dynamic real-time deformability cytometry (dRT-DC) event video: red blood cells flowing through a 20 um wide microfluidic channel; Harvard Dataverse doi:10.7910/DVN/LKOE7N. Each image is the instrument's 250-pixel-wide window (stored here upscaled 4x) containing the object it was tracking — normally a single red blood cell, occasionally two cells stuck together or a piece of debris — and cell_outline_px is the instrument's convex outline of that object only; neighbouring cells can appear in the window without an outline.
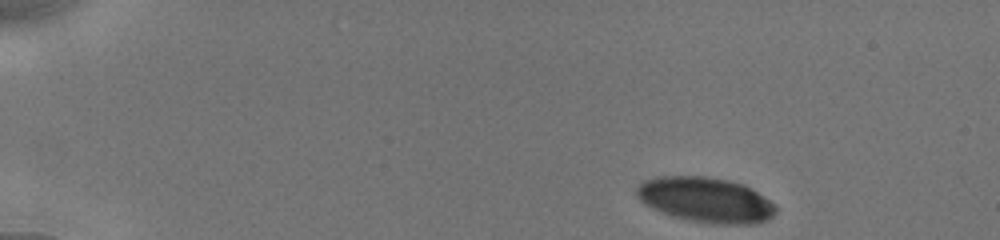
{"species": "human", "species_latin": "Homo sapiens", "temperature_condition": "cold", "stored_images_in_passage": 23, "camera_frame_rate_fps": 3000, "um_per_image_px": 0.085, "donor": {"sex": "male"}, "frame": {"image": 1, "passage_image": 1, "time_ms": 0.0, "image_size_px": [1000, 240], "cell_outline_px": [[776, 212], [768, 220], [756, 224], [716, 224], [688, 220], [672, 216], [660, 212], [644, 204], [636, 196], [636, 188], [644, 180], [656, 176], [704, 176], [728, 180], [744, 184], [776, 204]], "centroid_in_image_um": [59.98, 16.99], "position_along_channel_um": 25.0, "area_um2": 36.88}}
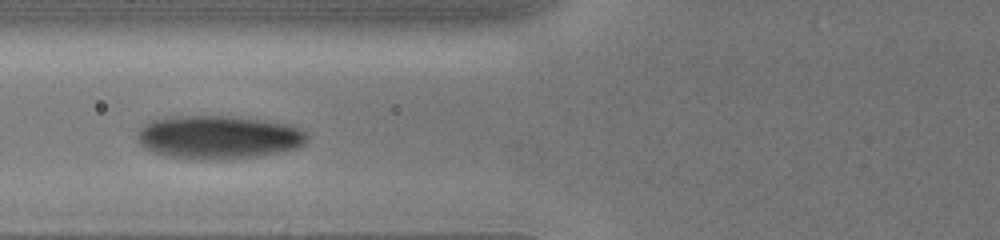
{"frame": {"image": 2, "passage_image": 15, "time_ms": 5.0, "image_size_px": [1000, 240], "cell_outline_px": [[308, 136], [304, 144], [296, 148], [280, 152], [260, 156], [204, 160], [164, 156], [152, 152], [144, 148], [136, 140], [136, 132], [148, 120], [168, 116], [240, 116], [284, 124], [296, 128], [304, 132]], "centroid_in_image_um": [18.47, 11.66], "position_along_channel_um": 107.3, "area_um2": 43.23}}
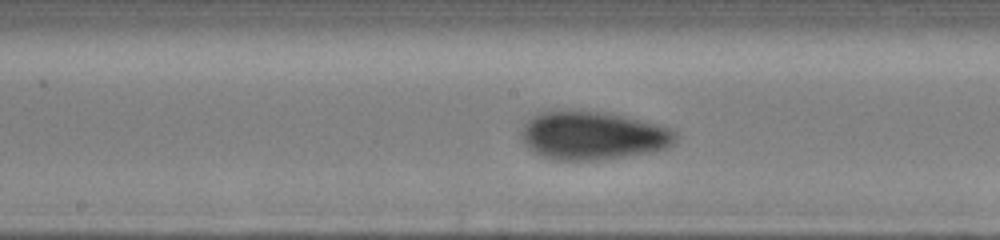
{"frame": {"image": 3, "passage_image": 22, "time_ms": 7.333, "image_size_px": [1000, 240], "cell_outline_px": [[676, 140], [668, 148], [652, 152], [596, 160], [556, 160], [544, 156], [528, 148], [520, 136], [520, 132], [524, 124], [532, 116], [540, 112], [604, 112], [624, 116], [656, 124], [668, 128], [676, 132]], "centroid_in_image_um": [50.39, 11.54], "position_along_channel_um": 197.8, "area_um2": 42.83}}